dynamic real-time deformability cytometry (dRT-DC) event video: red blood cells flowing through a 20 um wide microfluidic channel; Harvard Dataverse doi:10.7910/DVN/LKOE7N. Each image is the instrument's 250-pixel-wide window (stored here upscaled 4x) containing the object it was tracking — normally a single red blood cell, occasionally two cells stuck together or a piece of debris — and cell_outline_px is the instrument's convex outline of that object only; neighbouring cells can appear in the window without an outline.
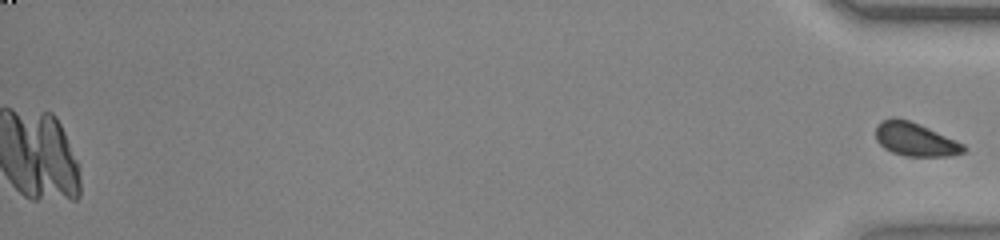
{"species": "common noctule bat (a hibernating species)", "species_latin": "Nyctalus noctula", "temperature_condition": "warm", "stored_images_in_passage": 53, "segment_of_instrument_passage": [2, 2], "camera_frame_rate_fps": 3000, "um_per_image_px": 0.085, "animal": {"sex": "female", "body_mass_g": 23.0, "forearm_length_mm": 53.4}, "frame": {"image": 1, "passage_image": 53, "time_ms": 17.333, "image_size_px": [1000, 240], "cell_outline_px": [[968, 148], [964, 152], [952, 156], [904, 156], [892, 152], [884, 148], [876, 140], [876, 124], [880, 120], [892, 116], [908, 120], [964, 144]], "centroid_in_image_um": [77.76, 11.85], "position_along_channel_um": 357.4, "area_um2": 17.11}}